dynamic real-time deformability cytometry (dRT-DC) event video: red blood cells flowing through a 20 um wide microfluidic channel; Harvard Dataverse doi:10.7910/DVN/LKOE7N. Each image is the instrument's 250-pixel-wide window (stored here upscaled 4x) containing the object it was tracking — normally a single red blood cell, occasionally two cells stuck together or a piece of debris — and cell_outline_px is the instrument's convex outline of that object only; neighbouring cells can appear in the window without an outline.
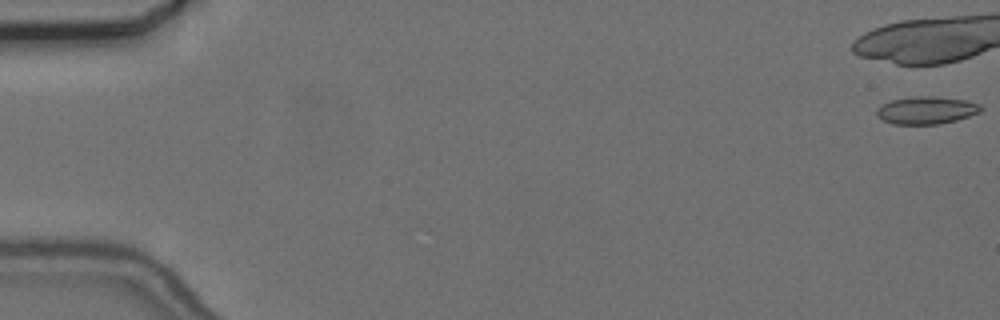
{"species": "common noctule bat (a hibernating species)", "species_latin": "Nyctalus noctula", "temperature_condition": "cold", "stored_images_in_passage": 22, "camera_frame_rate_fps": 3000, "um_per_image_px": 0.085, "animal": {"sex": "female", "body_mass_g": 24.6, "forearm_length_mm": 56.2}, "frame": {"image": 1, "passage_image": 1, "time_ms": 0.0, "image_size_px": [1000, 320], "cell_outline_px": [[984, 108], [980, 112], [956, 120], [940, 124], [892, 124], [876, 116], [876, 112], [884, 104], [892, 100], [912, 96], [932, 96], [964, 100], [980, 104]], "centroid_in_image_um": [78.76, 9.37], "position_along_channel_um": 6.2, "area_um2": 16.59}}